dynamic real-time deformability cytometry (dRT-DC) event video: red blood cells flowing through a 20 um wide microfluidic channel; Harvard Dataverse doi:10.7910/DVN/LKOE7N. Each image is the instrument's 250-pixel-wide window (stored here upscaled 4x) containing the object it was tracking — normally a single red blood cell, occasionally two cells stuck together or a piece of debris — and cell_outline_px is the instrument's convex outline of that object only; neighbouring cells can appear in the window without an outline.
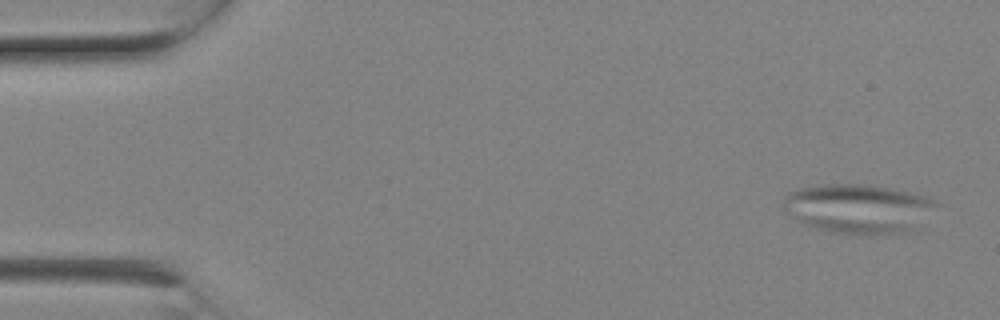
{"species": "Egyptian fruit bat (a non-hibernating species)", "species_latin": "Rousettus aegyptiacus", "temperature_condition": "room temperature", "stored_images_in_passage": 7, "camera_frame_rate_fps": 3000, "um_per_image_px": 0.085, "animal": {"sex": "female"}, "frame": {"image": 1, "passage_image": 1, "time_ms": 0.0, "image_size_px": [1000, 320], "cell_outline_px": [[940, 204], [920, 232], [880, 236], [872, 236], [828, 232], [804, 224], [796, 220], [780, 204], [788, 192], [800, 188], [824, 184], [868, 184], [912, 192], [936, 200]], "centroid_in_image_um": [73.1, 17.78], "position_along_channel_um": 11.9, "area_um2": 45.78}}